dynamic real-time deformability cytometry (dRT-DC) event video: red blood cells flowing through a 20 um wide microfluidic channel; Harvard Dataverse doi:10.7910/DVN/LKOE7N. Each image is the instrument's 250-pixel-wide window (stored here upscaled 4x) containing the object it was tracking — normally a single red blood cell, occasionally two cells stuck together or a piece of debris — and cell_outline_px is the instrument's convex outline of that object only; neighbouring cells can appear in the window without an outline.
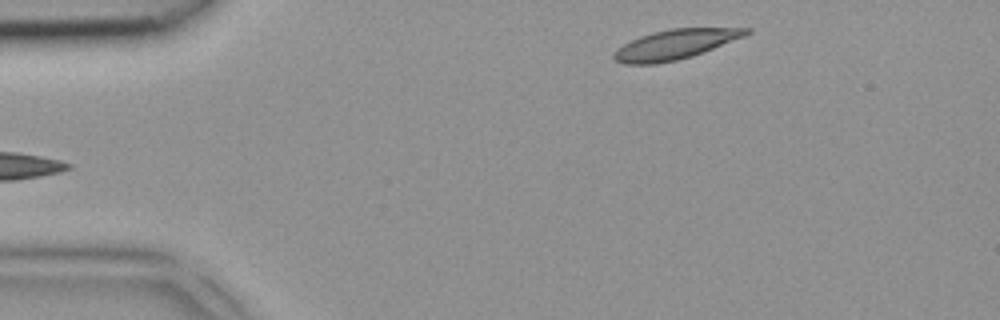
{"species": "common noctule bat (a hibernating species)", "species_latin": "Nyctalus noctula", "temperature_condition": "room temperature", "stored_images_in_passage": 5, "camera_frame_rate_fps": 3000, "um_per_image_px": 0.085, "animal": {"sex": "female", "body_mass_g": 18.4}, "frame": {"image": 1, "passage_image": 5, "time_ms": 1.333, "image_size_px": [1000, 320], "cell_outline_px": [[752, 32], [744, 36], [692, 56], [676, 60], [656, 64], [624, 64], [612, 60], [612, 52], [616, 48], [640, 36], [652, 32], [672, 28], [752, 28]], "centroid_in_image_um": [57.33, 3.78], "position_along_channel_um": 27.7, "area_um2": 22.89}}